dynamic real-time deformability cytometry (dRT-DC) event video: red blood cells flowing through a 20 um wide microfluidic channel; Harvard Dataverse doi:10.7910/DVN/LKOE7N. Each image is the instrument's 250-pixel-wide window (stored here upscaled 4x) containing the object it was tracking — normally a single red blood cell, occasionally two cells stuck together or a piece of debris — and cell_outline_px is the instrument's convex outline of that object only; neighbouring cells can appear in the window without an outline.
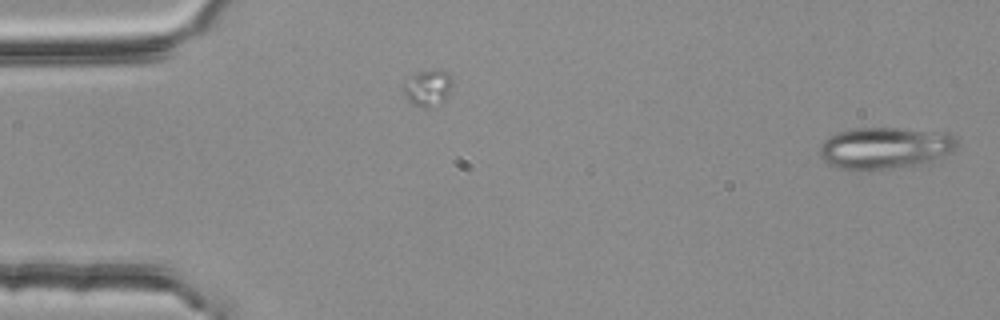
{"species": "common noctule bat (a hibernating species)", "species_latin": "Nyctalus noctula", "temperature_condition": "room temperature", "stored_images_in_passage": 9, "camera_frame_rate_fps": 3000, "um_per_image_px": 0.085, "animal": {"sex": "female", "body_mass_g": 25.1}, "frame": {"image": 1, "passage_image": 1, "time_ms": 0.0, "image_size_px": [1000, 320], "cell_outline_px": [[960, 144], [952, 152], [924, 164], [896, 168], [860, 172], [856, 172], [840, 168], [828, 164], [816, 152], [820, 144], [828, 136], [836, 132], [852, 128], [896, 128], [948, 132], [956, 136]], "centroid_in_image_um": [75.2, 12.59], "position_along_channel_um": 9.8, "area_um2": 34.56}}